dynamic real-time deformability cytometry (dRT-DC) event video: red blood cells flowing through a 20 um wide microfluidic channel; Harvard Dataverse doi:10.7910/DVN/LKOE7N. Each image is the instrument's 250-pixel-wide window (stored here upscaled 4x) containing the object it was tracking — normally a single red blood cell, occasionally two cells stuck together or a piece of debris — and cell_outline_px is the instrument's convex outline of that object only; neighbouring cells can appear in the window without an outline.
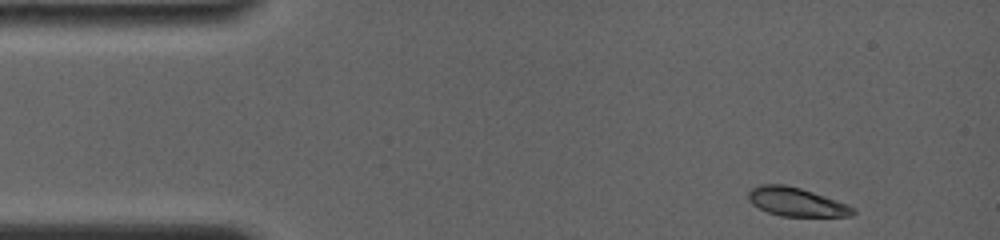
{"species": "common noctule bat (a hibernating species)", "species_latin": "Nyctalus noctula", "temperature_condition": "room temperature", "stored_images_in_passage": 19, "camera_frame_rate_fps": 4000, "um_per_image_px": 0.085, "animal": {"sex": "female", "body_mass_g": 19.0, "forearm_length_mm": 56.7}, "frame": {"image": 1, "passage_image": 1, "time_ms": 0.0, "image_size_px": [1000, 240], "cell_outline_px": [[856, 212], [852, 216], [780, 216], [768, 212], [752, 204], [748, 200], [748, 192], [752, 188], [760, 184], [784, 184], [800, 188], [848, 204], [856, 208]], "centroid_in_image_um": [67.69, 17.16], "position_along_channel_um": 17.3, "area_um2": 17.46}}
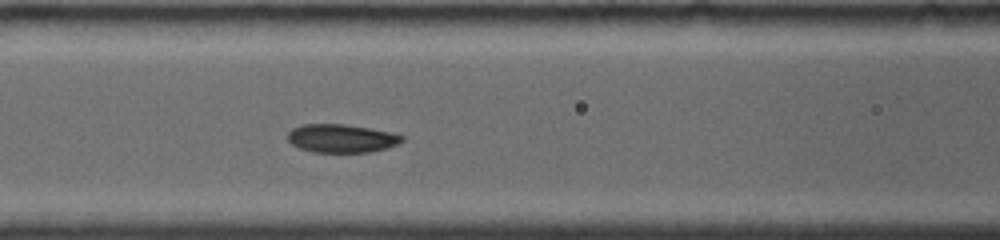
{"frame": {"image": 2, "passage_image": 11, "time_ms": 5.25, "image_size_px": [1000, 240], "cell_outline_px": [[404, 140], [388, 148], [372, 152], [312, 152], [300, 148], [292, 144], [288, 140], [288, 132], [292, 128], [300, 124], [344, 124], [392, 132], [404, 136]], "centroid_in_image_um": [29.02, 11.76], "position_along_channel_um": 137.6, "area_um2": 18.96}}
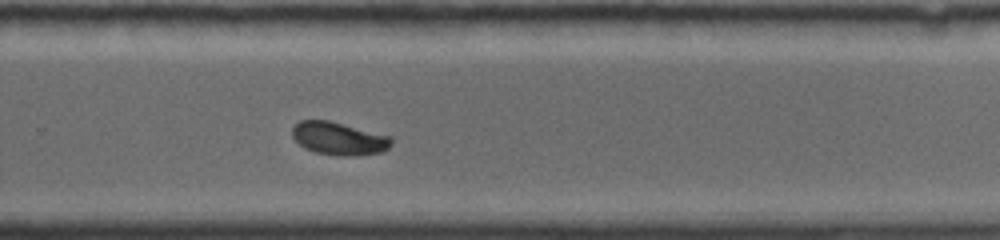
{"frame": {"image": 3, "passage_image": 19, "time_ms": 9.5, "image_size_px": [1000, 240], "cell_outline_px": [[392, 144], [388, 148], [380, 152], [352, 156], [344, 156], [316, 152], [304, 148], [292, 136], [292, 128], [300, 120], [328, 120], [392, 136]], "centroid_in_image_um": [28.81, 11.76], "position_along_channel_um": 301.0, "area_um2": 18.9}}